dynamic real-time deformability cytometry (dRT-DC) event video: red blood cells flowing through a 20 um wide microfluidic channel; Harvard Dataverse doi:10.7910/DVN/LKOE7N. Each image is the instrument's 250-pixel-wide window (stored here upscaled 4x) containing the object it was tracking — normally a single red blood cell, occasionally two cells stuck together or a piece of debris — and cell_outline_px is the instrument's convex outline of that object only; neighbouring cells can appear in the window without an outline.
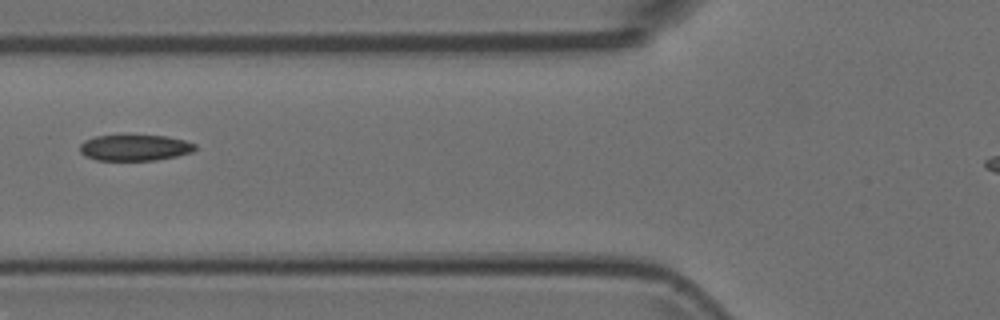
{"species": "Egyptian fruit bat (a non-hibernating species)", "species_latin": "Rousettus aegyptiacus", "temperature_condition": "room temperature", "stored_images_in_passage": 6, "camera_frame_rate_fps": 3000, "um_per_image_px": 0.085, "animal": {"sex": "female"}, "frame": {"image": 1, "passage_image": 6, "time_ms": 1.667, "image_size_px": [1000, 320], "cell_outline_px": [[196, 148], [192, 152], [176, 156], [156, 160], [96, 160], [84, 156], [80, 152], [80, 144], [84, 140], [96, 136], [124, 132], [164, 136], [184, 140], [196, 144]], "centroid_in_image_um": [11.41, 12.5], "position_along_channel_um": 114.4, "area_um2": 18.32}}